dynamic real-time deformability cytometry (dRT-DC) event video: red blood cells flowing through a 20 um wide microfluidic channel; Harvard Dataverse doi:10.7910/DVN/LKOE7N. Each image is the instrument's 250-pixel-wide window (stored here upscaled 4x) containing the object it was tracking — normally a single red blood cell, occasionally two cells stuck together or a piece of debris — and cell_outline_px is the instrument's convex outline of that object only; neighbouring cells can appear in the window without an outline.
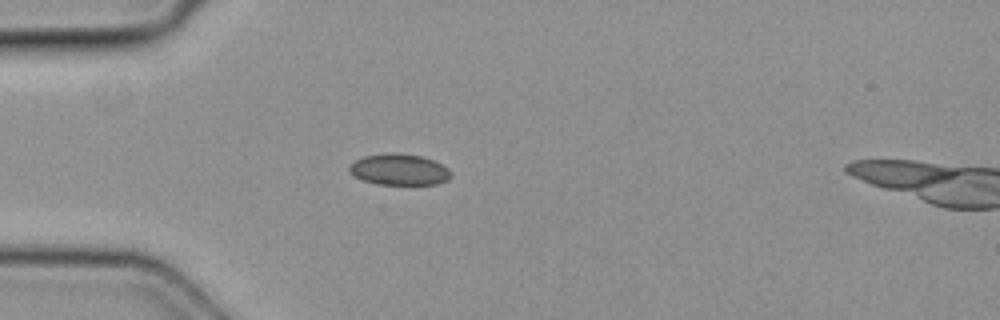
{"species": "common noctule bat (a hibernating species)", "species_latin": "Nyctalus noctula", "temperature_condition": "cold", "stored_images_in_passage": 6, "camera_frame_rate_fps": 3000, "um_per_image_px": 0.085, "animal": {"sex": "female", "body_mass_g": 19.3, "forearm_length_mm": 54.1}, "frame": {"image": 1, "passage_image": 5, "time_ms": 1.333, "image_size_px": [1000, 320], "cell_outline_px": [[452, 176], [448, 180], [436, 184], [376, 184], [352, 176], [348, 172], [348, 168], [356, 160], [364, 156], [420, 156], [432, 160], [448, 168], [452, 172]], "centroid_in_image_um": [33.95, 14.48], "position_along_channel_um": 51.0, "area_um2": 17.63}}